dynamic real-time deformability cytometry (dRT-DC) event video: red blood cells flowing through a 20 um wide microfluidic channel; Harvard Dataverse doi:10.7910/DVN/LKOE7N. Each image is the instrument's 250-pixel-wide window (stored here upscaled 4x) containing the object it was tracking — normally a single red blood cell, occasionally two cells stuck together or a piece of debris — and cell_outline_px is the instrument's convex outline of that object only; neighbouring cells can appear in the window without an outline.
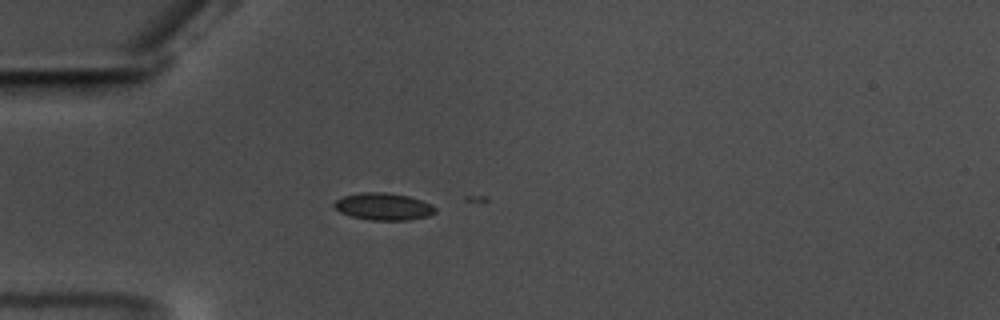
{"species": "common noctule bat (a hibernating species)", "species_latin": "Nyctalus noctula", "temperature_condition": "warm", "stored_images_in_passage": 3, "camera_frame_rate_fps": 3000, "um_per_image_px": 0.085, "animal": {"sex": "male", "body_mass_g": 17.5, "forearm_length_mm": 52.3}, "frame": {"image": 1, "passage_image": 1, "time_ms": 0.0, "image_size_px": [1000, 320], "cell_outline_px": [[436, 212], [428, 216], [408, 220], [368, 220], [352, 216], [340, 212], [332, 204], [336, 200], [344, 196], [360, 192], [384, 192], [408, 196], [420, 200], [436, 208]], "centroid_in_image_um": [32.57, 17.56], "position_along_channel_um": 52.4, "area_um2": 15.84}}